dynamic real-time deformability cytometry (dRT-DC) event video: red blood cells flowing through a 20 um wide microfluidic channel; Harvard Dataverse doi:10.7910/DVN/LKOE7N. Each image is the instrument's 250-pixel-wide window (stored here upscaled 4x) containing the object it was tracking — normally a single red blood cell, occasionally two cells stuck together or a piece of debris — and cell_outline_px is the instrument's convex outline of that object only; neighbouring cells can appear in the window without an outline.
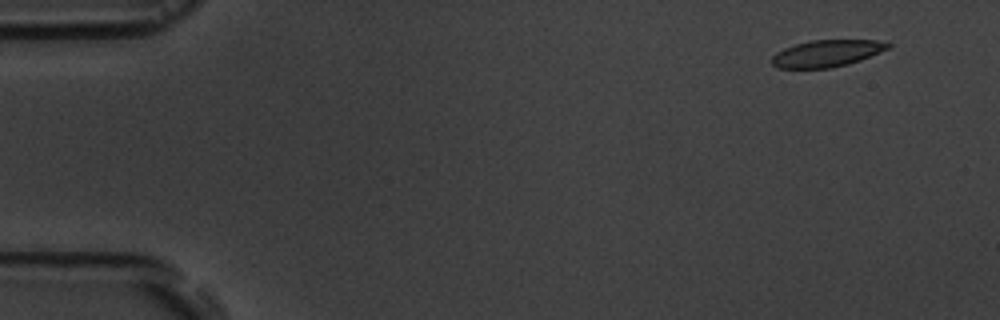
{"species": "common noctule bat (a hibernating species)", "species_latin": "Nyctalus noctula", "temperature_condition": "room temperature", "stored_images_in_passage": 6, "camera_frame_rate_fps": 3000, "um_per_image_px": 0.085, "animal": {"sex": "male", "body_mass_g": 19.5, "forearm_length_mm": 54.6}, "frame": {"image": 1, "passage_image": 2, "time_ms": 1.333, "image_size_px": [1000, 320], "cell_outline_px": [[892, 44], [888, 48], [880, 52], [860, 60], [848, 64], [832, 68], [776, 68], [772, 64], [772, 56], [776, 52], [784, 48], [796, 44], [812, 40], [876, 40]], "centroid_in_image_um": [70.25, 4.54], "position_along_channel_um": 14.7, "area_um2": 18.09}}